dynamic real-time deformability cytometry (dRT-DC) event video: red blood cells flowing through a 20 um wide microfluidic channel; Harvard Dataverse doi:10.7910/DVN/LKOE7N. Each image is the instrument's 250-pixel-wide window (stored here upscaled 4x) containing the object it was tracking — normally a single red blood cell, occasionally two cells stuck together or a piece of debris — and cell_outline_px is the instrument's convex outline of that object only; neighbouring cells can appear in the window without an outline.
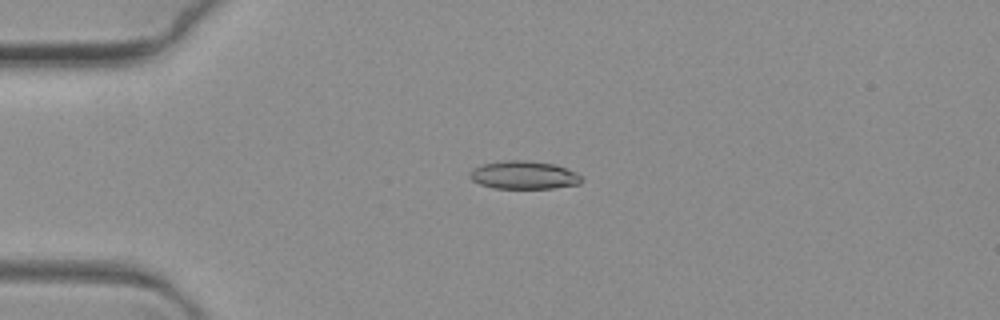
{"species": "common noctule bat (a hibernating species)", "species_latin": "Nyctalus noctula", "temperature_condition": "warm", "stored_images_in_passage": 6, "camera_frame_rate_fps": 3000, "um_per_image_px": 0.085, "animal": {"sex": "female", "body_mass_g": 19.3, "forearm_length_mm": 54.1}, "frame": {"image": 1, "passage_image": 5, "time_ms": 1.333, "image_size_px": [1000, 320], "cell_outline_px": [[584, 180], [580, 184], [552, 188], [492, 188], [480, 184], [472, 180], [468, 176], [468, 172], [472, 168], [484, 164], [508, 160], [524, 160], [552, 164], [576, 172]], "centroid_in_image_um": [44.5, 14.89], "position_along_channel_um": 40.5, "area_um2": 18.21}}